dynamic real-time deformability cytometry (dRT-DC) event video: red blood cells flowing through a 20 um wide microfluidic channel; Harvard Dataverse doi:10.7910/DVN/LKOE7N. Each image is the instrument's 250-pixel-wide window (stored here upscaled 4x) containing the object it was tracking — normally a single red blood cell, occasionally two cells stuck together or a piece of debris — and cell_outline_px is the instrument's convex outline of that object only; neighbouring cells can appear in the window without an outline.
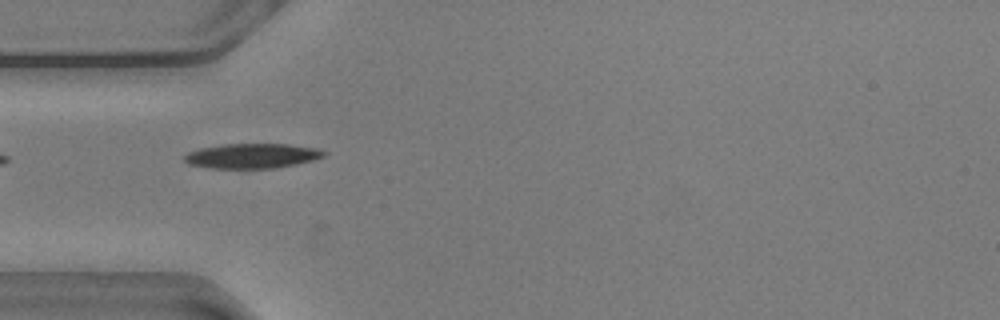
{"species": "common noctule bat (a hibernating species)", "species_latin": "Nyctalus noctula", "temperature_condition": "warm", "stored_images_in_passage": 8, "camera_frame_rate_fps": 3000, "um_per_image_px": 0.085, "animal": {"sex": "male", "body_mass_g": 20.5, "forearm_length_mm": 52.5}, "frame": {"image": 1, "passage_image": 1, "time_ms": 0.0, "image_size_px": [1000, 320], "cell_outline_px": [[328, 152], [324, 156], [312, 160], [296, 164], [276, 168], [212, 168], [188, 164], [184, 160], [184, 156], [188, 152], [200, 148], [224, 144], [288, 144], [320, 148]], "centroid_in_image_um": [21.46, 13.24], "position_along_channel_um": 63.5, "area_um2": 20.23}}